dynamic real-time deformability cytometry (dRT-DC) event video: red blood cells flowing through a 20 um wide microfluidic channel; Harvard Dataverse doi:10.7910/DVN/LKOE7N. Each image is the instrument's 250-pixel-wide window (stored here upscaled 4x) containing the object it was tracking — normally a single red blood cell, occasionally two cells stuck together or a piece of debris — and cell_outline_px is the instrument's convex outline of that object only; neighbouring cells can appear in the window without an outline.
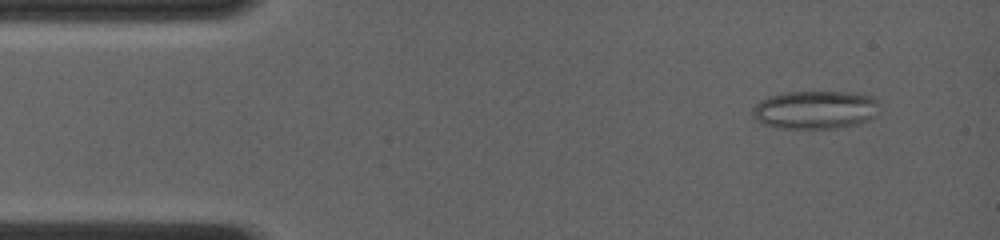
{"species": "common noctule bat (a hibernating species)", "species_latin": "Nyctalus noctula", "temperature_condition": "room temperature", "stored_images_in_passage": 46, "camera_frame_rate_fps": 4000, "um_per_image_px": 0.085, "animal": {"sex": "female", "body_mass_g": 19.0, "forearm_length_mm": 56.7}, "frame": {"image": 1, "passage_image": 3, "time_ms": 0.5, "image_size_px": [1000, 240], "cell_outline_px": [[880, 112], [876, 116], [868, 120], [856, 124], [836, 128], [776, 128], [764, 124], [756, 120], [752, 116], [752, 108], [760, 100], [768, 96], [784, 92], [848, 92], [876, 96], [880, 100]], "centroid_in_image_um": [69.34, 9.32], "position_along_channel_um": 15.7, "area_um2": 28.84}}
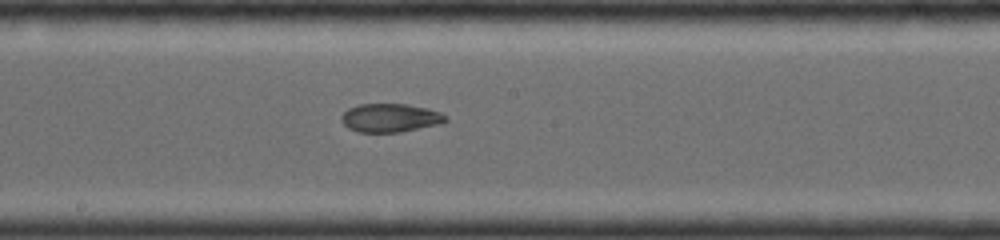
{"frame": {"image": 2, "passage_image": 30, "time_ms": 7.25, "image_size_px": [1000, 240], "cell_outline_px": [[448, 120], [436, 124], [400, 132], [356, 132], [348, 128], [340, 120], [340, 116], [348, 108], [360, 104], [408, 104], [428, 108], [440, 112], [448, 116]], "centroid_in_image_um": [33.14, 10.01], "position_along_channel_um": 215.1, "area_um2": 17.34}}
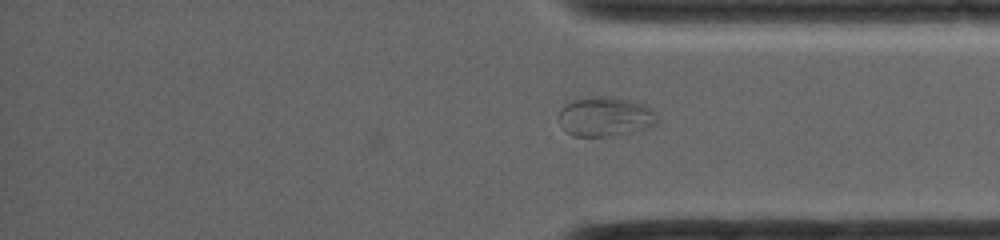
{"frame": {"image": 3, "passage_image": 46, "time_ms": 11.25, "image_size_px": [1000, 240], "cell_outline_px": [[660, 120], [656, 124], [644, 128], [612, 136], [572, 136], [564, 128], [560, 116], [560, 108], [576, 100], [592, 96], [612, 96], [644, 104], [656, 112]], "centroid_in_image_um": [51.5, 9.9], "position_along_channel_um": 383.7, "area_um2": 22.37}}